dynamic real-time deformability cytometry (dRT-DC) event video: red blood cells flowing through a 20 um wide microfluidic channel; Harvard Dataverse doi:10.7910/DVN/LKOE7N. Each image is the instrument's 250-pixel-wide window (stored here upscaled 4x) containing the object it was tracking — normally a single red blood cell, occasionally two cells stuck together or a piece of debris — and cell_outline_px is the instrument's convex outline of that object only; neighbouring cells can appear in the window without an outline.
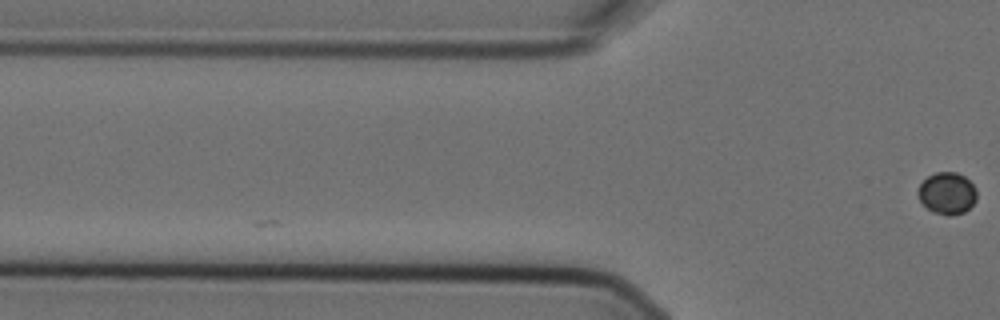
{"species": "Egyptian fruit bat (a non-hibernating species)", "species_latin": "Rousettus aegyptiacus", "temperature_condition": "cold", "stored_images_in_passage": 4, "camera_frame_rate_fps": 3000, "um_per_image_px": 0.085, "animal": {"sex": "female"}, "frame": {"image": 1, "passage_image": 4, "time_ms": 1.0, "image_size_px": [1000, 320], "cell_outline_px": [[976, 200], [964, 212], [948, 216], [932, 212], [920, 200], [916, 192], [920, 184], [928, 176], [936, 172], [956, 172], [964, 176], [976, 188]], "centroid_in_image_um": [80.49, 16.42], "position_along_channel_um": 45.3, "area_um2": 14.28}}